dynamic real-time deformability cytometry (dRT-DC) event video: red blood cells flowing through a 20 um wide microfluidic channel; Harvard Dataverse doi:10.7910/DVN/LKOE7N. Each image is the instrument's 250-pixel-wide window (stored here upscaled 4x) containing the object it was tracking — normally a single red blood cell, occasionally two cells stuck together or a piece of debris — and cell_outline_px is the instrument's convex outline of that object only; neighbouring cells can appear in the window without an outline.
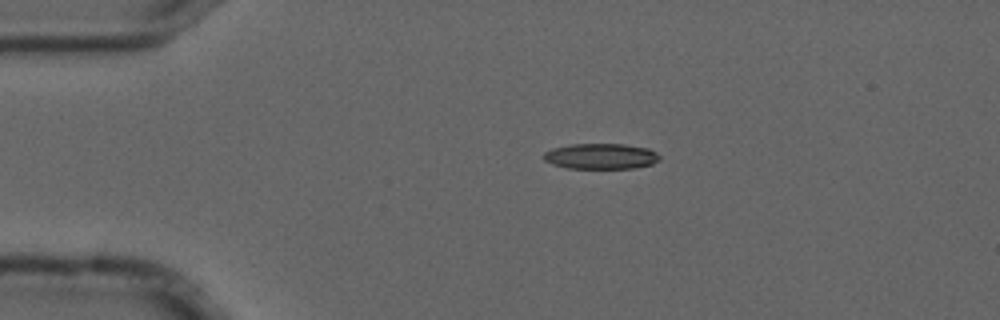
{"species": "common noctule bat (a hibernating species)", "species_latin": "Nyctalus noctula", "temperature_condition": "cold", "stored_images_in_passage": 3, "camera_frame_rate_fps": 3000, "um_per_image_px": 0.085, "animal": {"sex": "male", "forearm_length_mm": 52.5}, "frame": {"image": 1, "passage_image": 1, "time_ms": 0.0, "image_size_px": [1000, 320], "cell_outline_px": [[660, 160], [652, 164], [632, 168], [568, 168], [552, 164], [544, 160], [544, 152], [552, 148], [572, 144], [624, 144], [648, 148], [656, 152], [660, 156]], "centroid_in_image_um": [51.08, 13.28], "position_along_channel_um": 33.9, "area_um2": 17.28}}
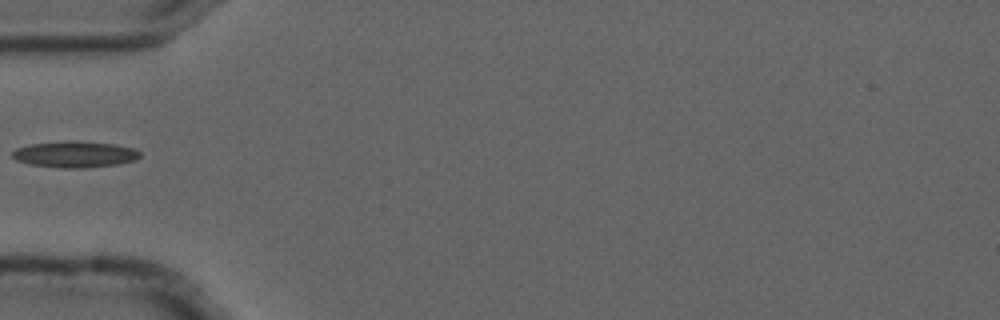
{"frame": {"image": 2, "passage_image": 3, "time_ms": 0.667, "image_size_px": [1000, 320], "cell_outline_px": [[140, 156], [136, 160], [120, 164], [84, 168], [60, 168], [32, 164], [16, 160], [12, 156], [12, 152], [16, 148], [32, 144], [64, 140], [76, 140], [116, 144], [132, 148], [140, 152]], "centroid_in_image_um": [6.39, 13.11], "position_along_channel_um": 78.6, "area_um2": 19.71}}